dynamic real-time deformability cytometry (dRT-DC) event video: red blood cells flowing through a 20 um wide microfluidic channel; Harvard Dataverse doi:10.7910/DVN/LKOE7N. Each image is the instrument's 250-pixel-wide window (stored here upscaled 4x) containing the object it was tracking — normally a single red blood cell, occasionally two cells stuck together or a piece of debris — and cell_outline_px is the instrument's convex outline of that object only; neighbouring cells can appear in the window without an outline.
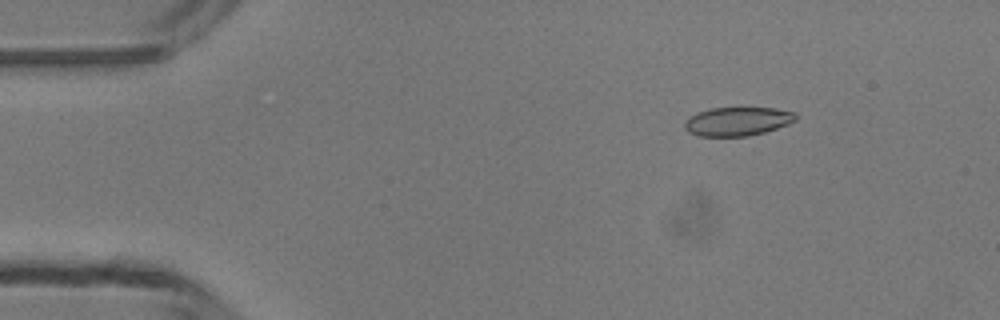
{"species": "common noctule bat (a hibernating species)", "species_latin": "Nyctalus noctula", "temperature_condition": "room temperature", "stored_images_in_passage": 49, "camera_frame_rate_fps": 3000, "um_per_image_px": 0.085, "animal": {"sex": "male", "body_mass_g": 13.3}, "frame": {"image": 1, "passage_image": 7, "time_ms": 2.0, "image_size_px": [1000, 320], "cell_outline_px": [[796, 120], [788, 124], [764, 132], [748, 136], [700, 136], [688, 132], [684, 128], [684, 120], [688, 116], [696, 112], [712, 108], [776, 108], [796, 112]], "centroid_in_image_um": [62.65, 10.31], "position_along_channel_um": 22.3, "area_um2": 18.73}}
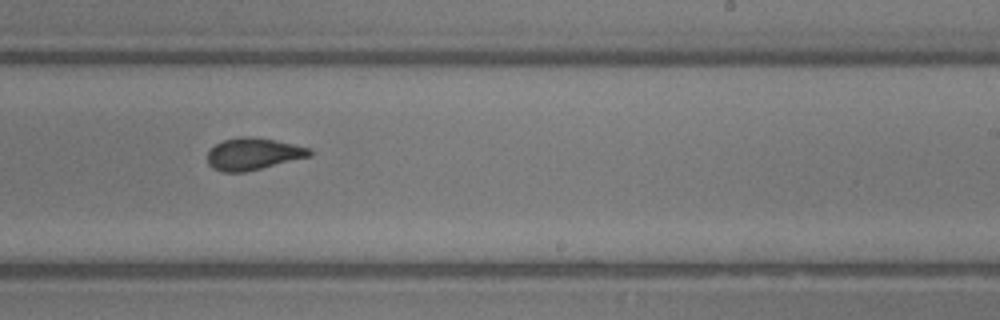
{"frame": {"image": 2, "passage_image": 30, "time_ms": 9.667, "image_size_px": [1000, 320], "cell_outline_px": [[312, 156], [244, 172], [224, 172], [212, 168], [208, 164], [208, 152], [216, 144], [224, 140], [240, 136], [252, 136], [292, 144], [308, 148], [312, 152]], "centroid_in_image_um": [21.5, 13.09], "position_along_channel_um": 267.5, "area_um2": 18.79}}
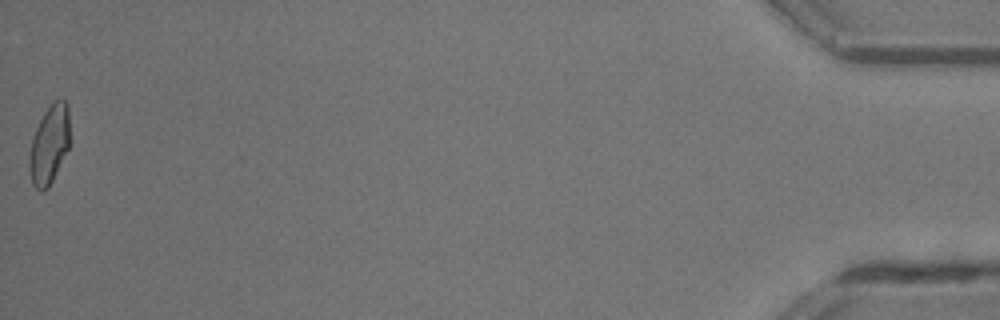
{"frame": {"image": 3, "passage_image": 49, "time_ms": 16.0, "image_size_px": [1000, 320], "cell_outline_px": [[68, 148], [48, 188], [40, 192], [32, 184], [28, 168], [28, 156], [32, 136], [44, 112], [60, 96], [68, 104]], "centroid_in_image_um": [4.15, 12.3], "position_along_channel_um": 431.1, "area_um2": 18.44}, "authors_computed_cell_mechanics": {"area_um2": 19.0162, "velocity_mm_per_s": 4.2287, "shape_relaxation_time_tau1_ms": 8.5345, "shape_relaxation_time_tau2_ms": 1.1514, "deformation_change_tau1": 0.2165, "deformation_change_tau2": 0.0685}}